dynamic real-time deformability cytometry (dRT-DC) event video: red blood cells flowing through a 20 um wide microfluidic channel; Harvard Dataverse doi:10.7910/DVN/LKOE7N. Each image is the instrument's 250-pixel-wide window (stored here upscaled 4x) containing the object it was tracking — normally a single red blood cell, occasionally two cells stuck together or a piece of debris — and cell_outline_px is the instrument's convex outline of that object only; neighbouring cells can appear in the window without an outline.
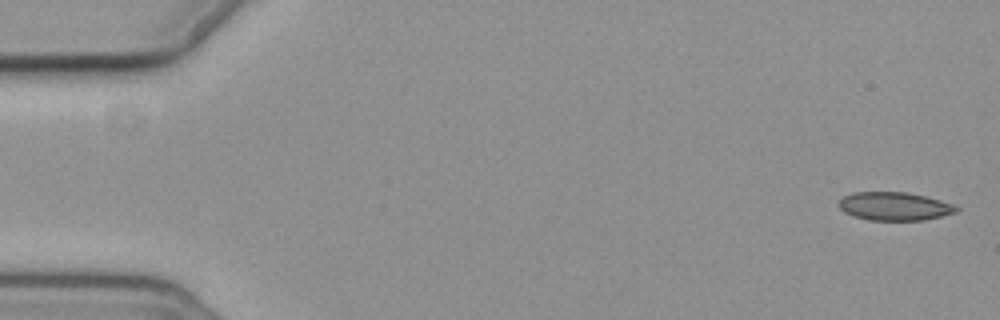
{"species": "common noctule bat (a hibernating species)", "species_latin": "Nyctalus noctula", "temperature_condition": "cold", "stored_images_in_passage": 6, "camera_frame_rate_fps": 3000, "um_per_image_px": 0.085, "animal": {"sex": "female", "body_mass_g": 19.3, "forearm_length_mm": 54.1}, "frame": {"image": 1, "passage_image": 1, "time_ms": 0.0, "image_size_px": [1000, 320], "cell_outline_px": [[960, 208], [956, 212], [924, 220], [868, 220], [844, 212], [836, 204], [844, 196], [856, 192], [908, 192], [940, 200], [952, 204]], "centroid_in_image_um": [76.02, 17.53], "position_along_channel_um": 9.0, "area_um2": 19.25}}
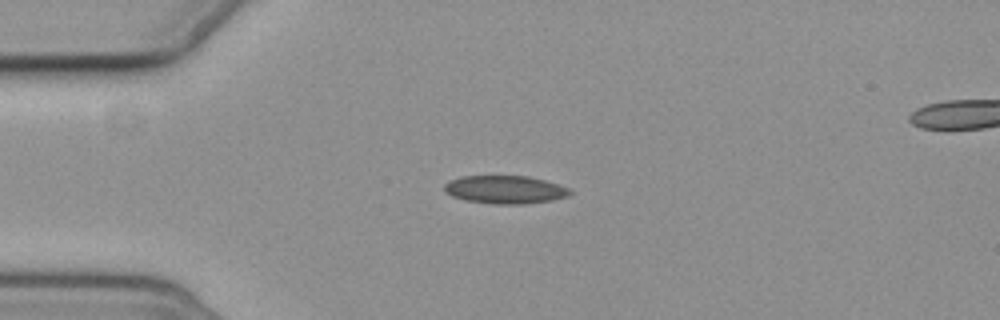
{"frame": {"image": 2, "passage_image": 4, "time_ms": 4.333, "image_size_px": [1000, 320], "cell_outline_px": [[572, 192], [568, 196], [552, 200], [524, 204], [492, 204], [464, 200], [452, 196], [444, 192], [444, 184], [448, 180], [460, 176], [528, 176], [544, 180], [568, 188]], "centroid_in_image_um": [42.87, 16.12], "position_along_channel_um": 42.1, "area_um2": 20.63}}